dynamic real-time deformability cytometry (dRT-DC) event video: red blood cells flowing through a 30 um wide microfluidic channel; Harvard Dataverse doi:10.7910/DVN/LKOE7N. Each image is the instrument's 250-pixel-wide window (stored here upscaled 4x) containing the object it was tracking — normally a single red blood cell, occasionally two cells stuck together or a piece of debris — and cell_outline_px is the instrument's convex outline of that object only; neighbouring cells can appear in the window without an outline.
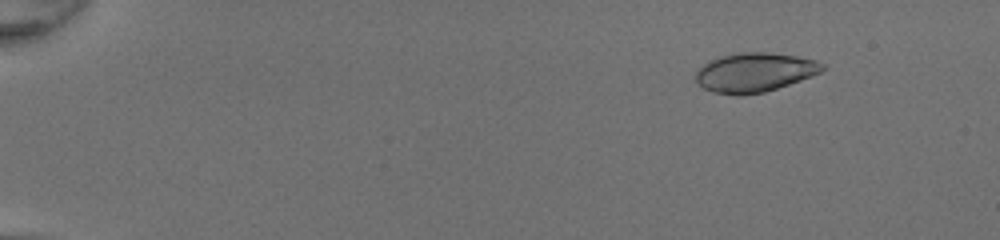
{"species": "common noctule bat (a hibernating species)", "species_latin": "Nyctalus noctula", "temperature_condition": "room temperature", "stored_images_in_passage": 50, "camera_frame_rate_fps": 3000, "um_per_image_px": 0.085, "animal": {"sex": "female", "body_mass_g": 20.0, "forearm_length_mm": 54.0}, "frame": {"image": 1, "passage_image": 7, "time_ms": 2.0, "image_size_px": [1000, 240], "cell_outline_px": [[824, 68], [820, 72], [812, 76], [764, 92], [740, 96], [736, 96], [712, 92], [704, 88], [696, 80], [696, 68], [708, 60], [720, 56], [744, 52], [768, 52], [796, 56], [816, 60], [824, 64]], "centroid_in_image_um": [64.1, 6.15], "position_along_channel_um": 20.9, "area_um2": 29.02}}
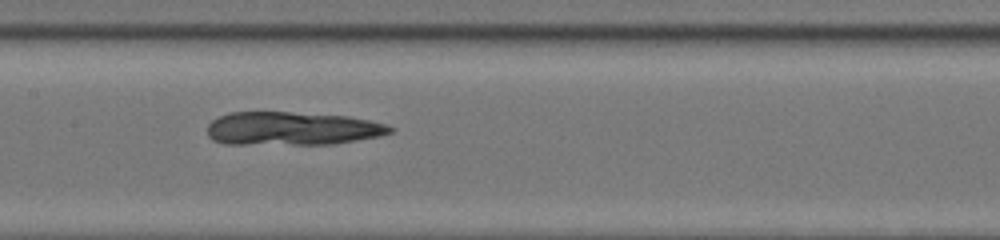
{"frame": {"image": 2, "passage_image": 28, "time_ms": 9.0, "image_size_px": [1000, 240], "cell_outline_px": [[396, 128], [392, 132], [380, 136], [332, 144], [224, 144], [212, 140], [208, 136], [208, 124], [212, 120], [228, 112], [292, 112], [348, 116], [388, 124]], "centroid_in_image_um": [24.83, 10.93], "position_along_channel_um": 182.6, "area_um2": 35.78}}
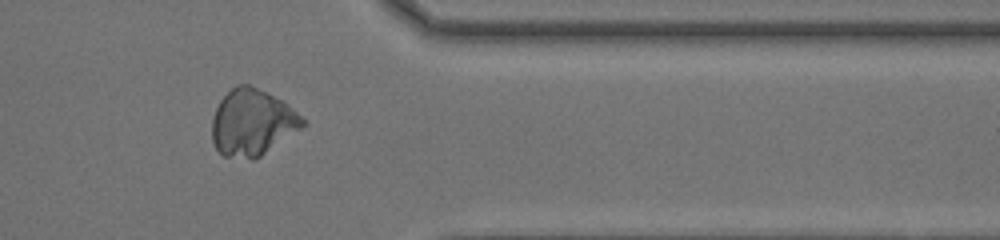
{"frame": {"image": 3, "passage_image": 43, "time_ms": 14.0, "image_size_px": [1000, 240], "cell_outline_px": [[308, 124], [256, 160], [252, 160], [224, 156], [216, 148], [212, 140], [212, 120], [216, 108], [220, 100], [236, 84], [248, 84], [288, 104]], "centroid_in_image_um": [21.44, 10.45], "position_along_channel_um": 390.0, "area_um2": 35.03}}